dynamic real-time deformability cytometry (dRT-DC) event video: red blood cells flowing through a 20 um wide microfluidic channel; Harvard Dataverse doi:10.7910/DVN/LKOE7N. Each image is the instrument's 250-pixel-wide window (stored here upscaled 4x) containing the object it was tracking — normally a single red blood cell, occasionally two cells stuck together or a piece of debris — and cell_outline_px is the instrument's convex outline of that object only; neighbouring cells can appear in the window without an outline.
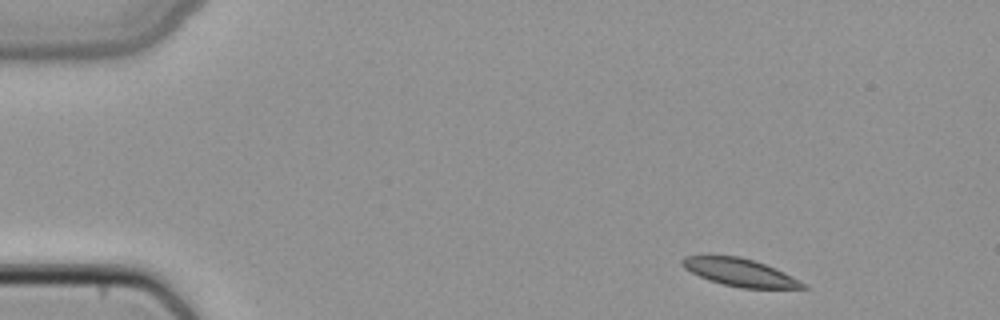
{"species": "common noctule bat (a hibernating species)", "species_latin": "Nyctalus noctula", "temperature_condition": "cold", "stored_images_in_passage": 4, "camera_frame_rate_fps": 3000, "um_per_image_px": 0.085, "animal": {"sex": "female", "body_mass_g": 22.7, "forearm_length_mm": 54.2}, "frame": {"image": 1, "passage_image": 1, "time_ms": 0.0, "image_size_px": [1000, 320], "cell_outline_px": [[812, 288], [740, 288], [708, 280], [684, 268], [680, 264], [680, 260], [684, 256], [740, 256], [776, 268], [808, 284]], "centroid_in_image_um": [62.92, 23.16], "position_along_channel_um": 22.1, "area_um2": 19.42}}